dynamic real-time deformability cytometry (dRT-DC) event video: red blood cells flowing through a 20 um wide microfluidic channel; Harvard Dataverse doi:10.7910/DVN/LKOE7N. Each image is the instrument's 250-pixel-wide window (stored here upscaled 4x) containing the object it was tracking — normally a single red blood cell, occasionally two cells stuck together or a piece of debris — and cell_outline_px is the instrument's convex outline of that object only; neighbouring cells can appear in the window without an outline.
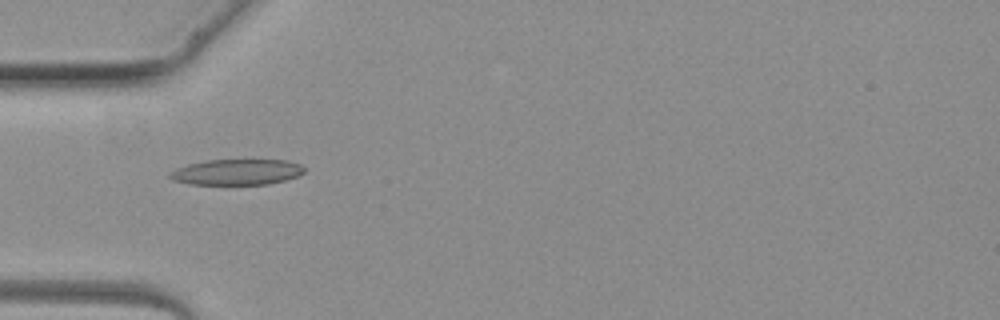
{"species": "common noctule bat (a hibernating species)", "species_latin": "Nyctalus noctula", "temperature_condition": "warm", "stored_images_in_passage": 3, "camera_frame_rate_fps": 3000, "um_per_image_px": 0.085, "animal": {"sex": "female", "body_mass_g": 19.3, "forearm_length_mm": 54.1}, "frame": {"image": 1, "passage_image": 3, "time_ms": 2.333, "image_size_px": [1000, 320], "cell_outline_px": [[304, 172], [296, 176], [284, 180], [268, 184], [192, 184], [172, 180], [168, 176], [168, 172], [176, 168], [188, 164], [208, 160], [288, 160], [300, 164], [304, 168]], "centroid_in_image_um": [20.09, 14.62], "position_along_channel_um": 64.9, "area_um2": 20.06}}